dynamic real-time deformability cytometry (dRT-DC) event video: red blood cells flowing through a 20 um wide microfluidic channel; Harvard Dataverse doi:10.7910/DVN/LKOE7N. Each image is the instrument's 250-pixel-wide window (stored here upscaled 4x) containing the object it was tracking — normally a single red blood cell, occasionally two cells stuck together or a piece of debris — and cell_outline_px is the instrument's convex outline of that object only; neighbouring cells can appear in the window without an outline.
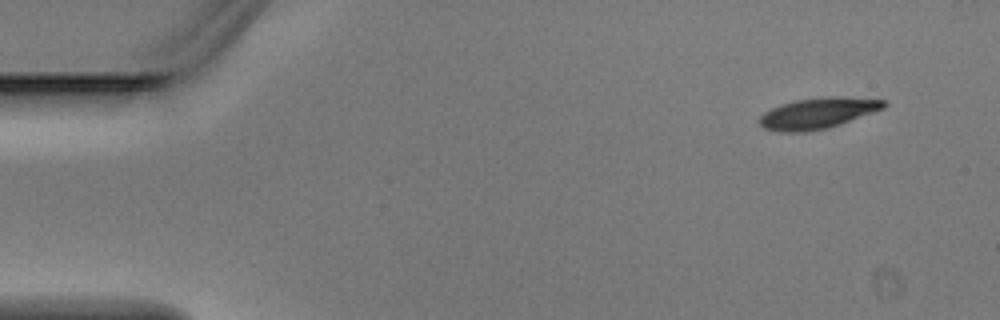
{"species": "Egyptian fruit bat (a non-hibernating species)", "species_latin": "Rousettus aegyptiacus", "temperature_condition": "warm", "stored_images_in_passage": 5, "camera_frame_rate_fps": 3000, "um_per_image_px": 0.085, "animal": {"sex": "male"}, "frame": {"image": 1, "passage_image": 1, "time_ms": 0.0, "image_size_px": [1000, 320], "cell_outline_px": [[888, 104], [884, 108], [840, 124], [828, 128], [804, 132], [780, 132], [764, 128], [760, 124], [760, 116], [764, 112], [780, 104], [796, 100], [828, 96], [836, 96], [884, 100]], "centroid_in_image_um": [69.5, 9.62], "position_along_channel_um": 15.5, "area_um2": 22.25}}
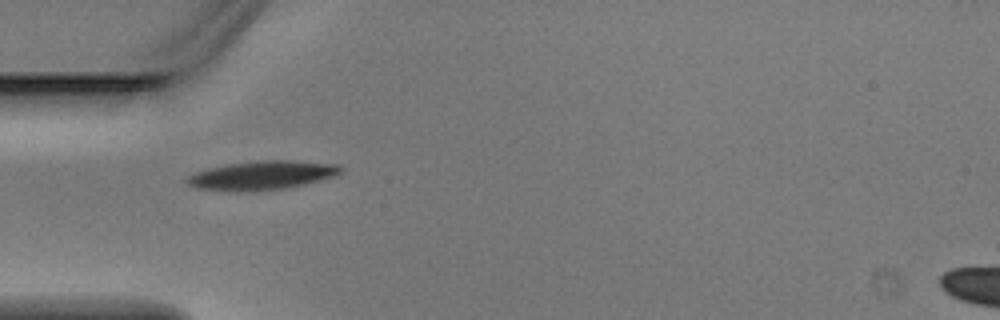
{"frame": {"image": 2, "passage_image": 4, "time_ms": 1.0, "image_size_px": [1000, 320], "cell_outline_px": [[344, 168], [336, 176], [320, 180], [284, 188], [196, 188], [188, 184], [184, 180], [188, 176], [196, 172], [208, 168], [224, 164], [264, 160], [292, 160], [340, 164]], "centroid_in_image_um": [22.37, 14.83], "position_along_channel_um": 62.6, "area_um2": 24.62}}
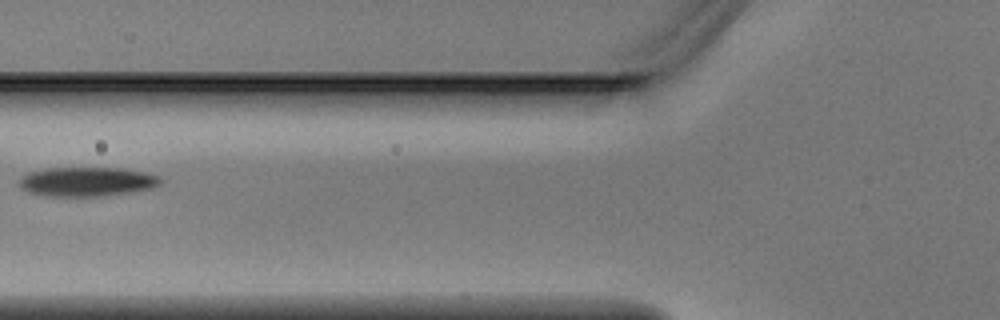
{"frame": {"image": 3, "passage_image": 5, "time_ms": 1.333, "image_size_px": [1000, 320], "cell_outline_px": [[164, 180], [160, 184], [152, 188], [104, 196], [44, 196], [28, 192], [20, 188], [20, 176], [28, 172], [44, 168], [116, 168], [140, 172], [160, 176]], "centroid_in_image_um": [7.34, 15.44], "position_along_channel_um": 118.5, "area_um2": 24.1}}